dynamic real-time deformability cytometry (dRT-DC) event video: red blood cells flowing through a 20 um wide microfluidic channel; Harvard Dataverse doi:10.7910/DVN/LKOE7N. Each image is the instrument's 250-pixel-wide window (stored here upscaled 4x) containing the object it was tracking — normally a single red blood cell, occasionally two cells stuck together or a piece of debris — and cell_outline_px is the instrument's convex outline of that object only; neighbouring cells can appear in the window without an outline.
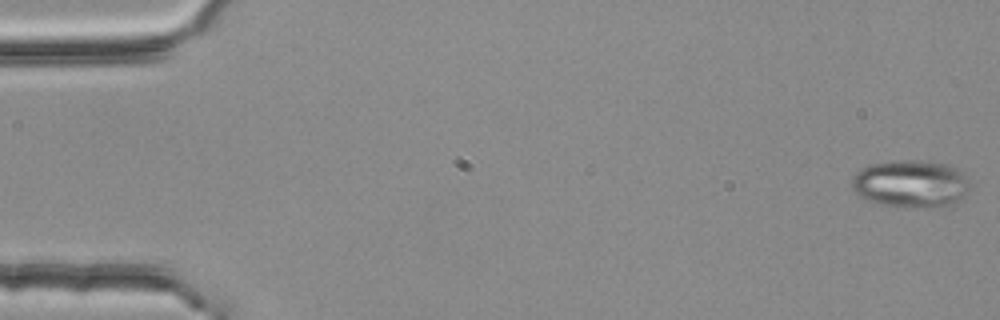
{"species": "common noctule bat (a hibernating species)", "species_latin": "Nyctalus noctula", "temperature_condition": "room temperature", "stored_images_in_passage": 4, "camera_frame_rate_fps": 3000, "um_per_image_px": 0.085, "animal": {"sex": "female", "body_mass_g": 25.1}, "frame": {"image": 1, "passage_image": 1, "time_ms": 0.0, "image_size_px": [1000, 320], "cell_outline_px": [[968, 192], [956, 204], [936, 208], [904, 208], [884, 204], [868, 200], [860, 196], [852, 188], [852, 176], [860, 168], [868, 164], [908, 160], [916, 160], [948, 164], [956, 168], [964, 176], [968, 184]], "centroid_in_image_um": [77.41, 15.64], "position_along_channel_um": 7.6, "area_um2": 32.89}}